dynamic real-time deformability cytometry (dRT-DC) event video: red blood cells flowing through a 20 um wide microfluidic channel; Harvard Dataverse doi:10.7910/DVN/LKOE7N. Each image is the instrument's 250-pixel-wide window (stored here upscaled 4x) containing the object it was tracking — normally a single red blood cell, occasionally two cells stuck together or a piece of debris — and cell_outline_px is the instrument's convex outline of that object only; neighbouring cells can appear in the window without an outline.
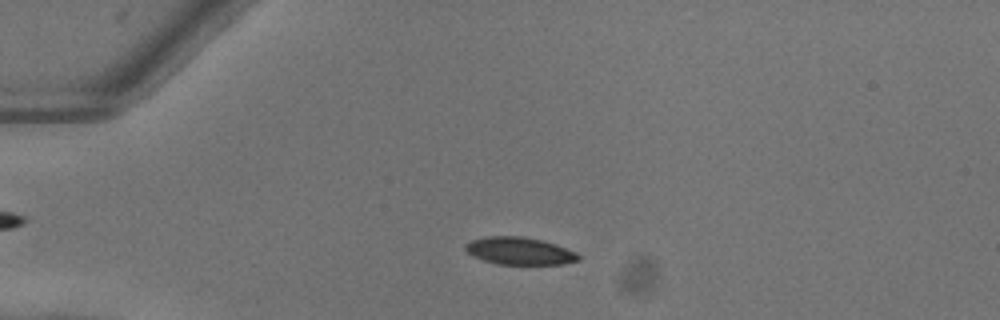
{"species": "common noctule bat (a hibernating species)", "species_latin": "Nyctalus noctula", "temperature_condition": "warm", "stored_images_in_passage": 41, "camera_frame_rate_fps": 3000, "um_per_image_px": 0.085, "animal": {"sex": "female"}, "frame": {"image": 1, "passage_image": 2, "time_ms": 0.333, "image_size_px": [1000, 320], "cell_outline_px": [[580, 260], [564, 264], [496, 264], [472, 256], [464, 248], [464, 244], [472, 240], [488, 236], [524, 236], [556, 244], [576, 252], [580, 256]], "centroid_in_image_um": [44.16, 21.33], "position_along_channel_um": 40.8, "area_um2": 18.09}}
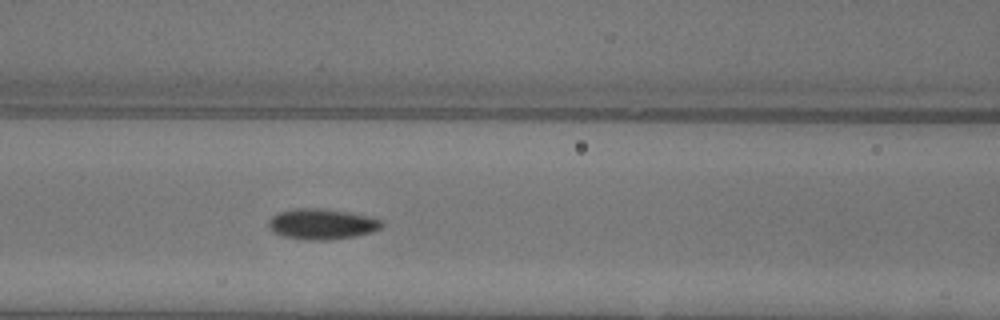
{"frame": {"image": 2, "passage_image": 12, "time_ms": 3.667, "image_size_px": [1000, 320], "cell_outline_px": [[384, 224], [380, 228], [372, 232], [356, 236], [328, 240], [304, 240], [284, 236], [268, 228], [268, 220], [272, 216], [280, 212], [296, 208], [320, 208], [348, 212], [368, 216], [384, 220]], "centroid_in_image_um": [27.38, 19.04], "position_along_channel_um": 139.2, "area_um2": 20.23}}
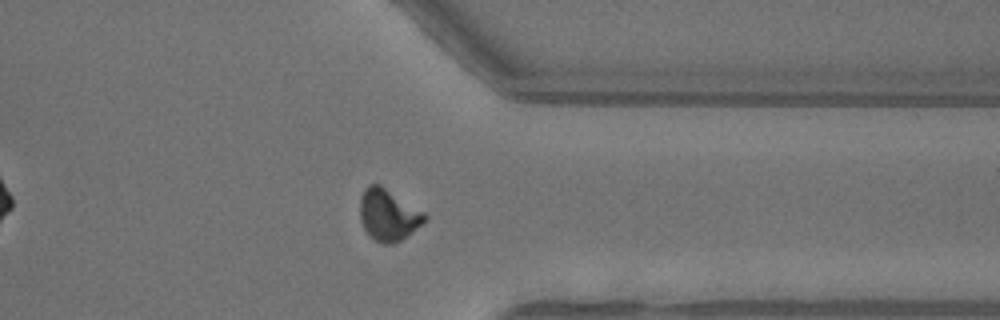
{"frame": {"image": 3, "passage_image": 30, "time_ms": 9.667, "image_size_px": [1000, 320], "cell_outline_px": [[428, 216], [408, 236], [392, 244], [380, 244], [364, 228], [360, 220], [360, 196], [364, 188], [368, 184], [380, 184], [424, 212]], "centroid_in_image_um": [32.98, 18.25], "position_along_channel_um": 378.4, "area_um2": 19.31}, "authors_computed_cell_mechanics": {"area_um2": 19.1896, "velocity_mm_per_s": 4.0476, "shape_relaxation_time_tau1_ms": 3.2329, "shape_relaxation_time_tau2_ms": 1.8481, "deformation_change_tau1": 0.1266, "deformation_change_tau2": 0.0455}}